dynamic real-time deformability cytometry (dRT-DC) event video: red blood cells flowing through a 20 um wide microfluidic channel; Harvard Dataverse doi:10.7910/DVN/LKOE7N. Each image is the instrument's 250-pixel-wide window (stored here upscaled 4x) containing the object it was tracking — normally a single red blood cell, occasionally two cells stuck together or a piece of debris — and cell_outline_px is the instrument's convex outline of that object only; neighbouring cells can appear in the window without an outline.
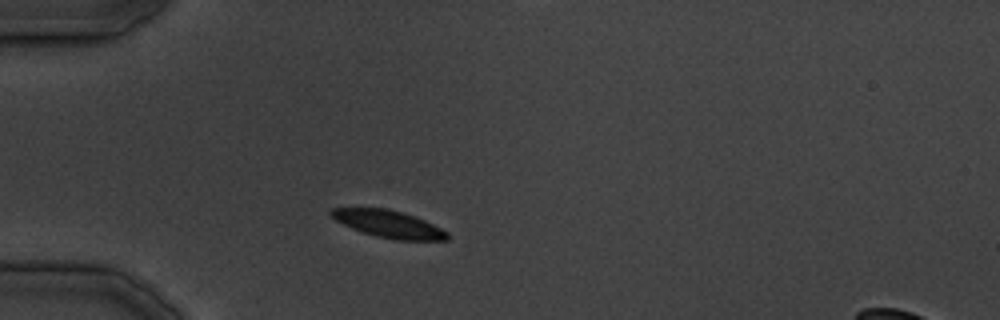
{"species": "common noctule bat (a hibernating species)", "species_latin": "Nyctalus noctula", "temperature_condition": "cold", "stored_images_in_passage": 11, "camera_frame_rate_fps": 3000, "um_per_image_px": 0.085, "animal": {"sex": "male", "body_mass_g": 19.5, "forearm_length_mm": 54.6}, "frame": {"image": 1, "passage_image": 4, "time_ms": 3.333, "image_size_px": [1000, 320], "cell_outline_px": [[448, 240], [396, 240], [376, 236], [352, 228], [336, 220], [328, 212], [332, 208], [388, 208], [416, 216], [448, 232]], "centroid_in_image_um": [33.04, 19.03], "position_along_channel_um": 52.0, "area_um2": 18.26}}
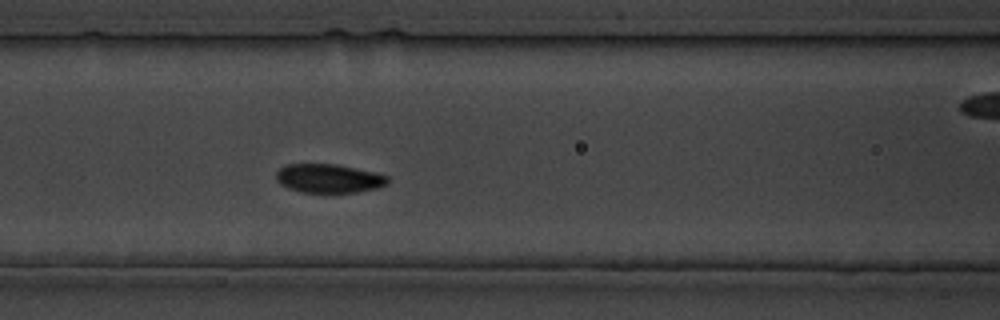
{"frame": {"image": 2, "passage_image": 10, "time_ms": 10.333, "image_size_px": [1000, 320], "cell_outline_px": [[388, 184], [376, 188], [356, 192], [304, 192], [288, 188], [280, 184], [276, 180], [276, 172], [280, 168], [288, 164], [336, 164], [376, 172], [388, 176]], "centroid_in_image_um": [27.95, 15.16], "position_along_channel_um": 138.7, "area_um2": 18.67}}